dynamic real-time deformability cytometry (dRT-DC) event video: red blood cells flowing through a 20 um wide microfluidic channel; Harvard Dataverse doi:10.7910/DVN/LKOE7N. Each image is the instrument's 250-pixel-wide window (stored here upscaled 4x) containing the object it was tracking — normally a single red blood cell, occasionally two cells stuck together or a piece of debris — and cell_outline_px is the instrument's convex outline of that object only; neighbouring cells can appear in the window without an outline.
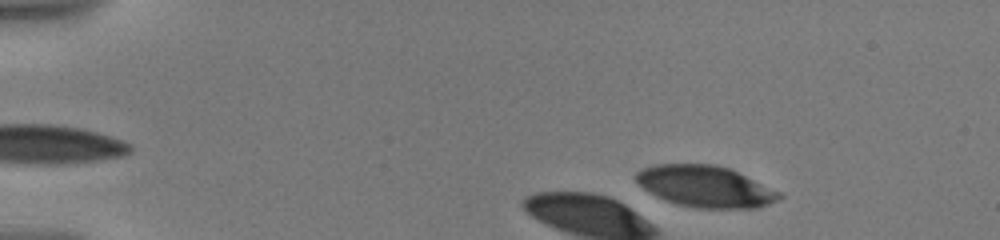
{"species": "human", "species_latin": "Homo sapiens", "temperature_condition": "warm", "stored_images_in_passage": 10, "camera_frame_rate_fps": 3000, "um_per_image_px": 0.085, "donor": {"sex": "male"}, "frame": {"image": 1, "passage_image": 5, "time_ms": 1.667, "image_size_px": [1000, 240], "cell_outline_px": [[784, 196], [768, 204], [756, 208], [696, 208], [676, 204], [656, 196], [648, 192], [636, 180], [636, 172], [640, 168], [656, 164], [716, 164], [728, 168], [780, 192]], "centroid_in_image_um": [59.92, 15.84], "position_along_channel_um": 25.1, "area_um2": 34.33}}